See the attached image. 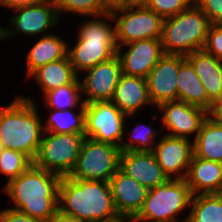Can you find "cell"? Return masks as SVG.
Listing matches in <instances>:
<instances>
[{
    "label": "cell",
    "instance_id": "obj_8",
    "mask_svg": "<svg viewBox=\"0 0 222 222\" xmlns=\"http://www.w3.org/2000/svg\"><path fill=\"white\" fill-rule=\"evenodd\" d=\"M117 46L143 39H161L163 18L137 2L110 12Z\"/></svg>",
    "mask_w": 222,
    "mask_h": 222
},
{
    "label": "cell",
    "instance_id": "obj_33",
    "mask_svg": "<svg viewBox=\"0 0 222 222\" xmlns=\"http://www.w3.org/2000/svg\"><path fill=\"white\" fill-rule=\"evenodd\" d=\"M203 50L222 61V23L210 25Z\"/></svg>",
    "mask_w": 222,
    "mask_h": 222
},
{
    "label": "cell",
    "instance_id": "obj_12",
    "mask_svg": "<svg viewBox=\"0 0 222 222\" xmlns=\"http://www.w3.org/2000/svg\"><path fill=\"white\" fill-rule=\"evenodd\" d=\"M157 109L161 115L157 113ZM154 113L151 120L157 121L156 118L159 117L162 131L165 129L164 134L192 140L196 138L203 121L208 117L205 109L179 100L160 104Z\"/></svg>",
    "mask_w": 222,
    "mask_h": 222
},
{
    "label": "cell",
    "instance_id": "obj_40",
    "mask_svg": "<svg viewBox=\"0 0 222 222\" xmlns=\"http://www.w3.org/2000/svg\"><path fill=\"white\" fill-rule=\"evenodd\" d=\"M91 222H131V220L125 216L117 214L115 216H111L104 219H98Z\"/></svg>",
    "mask_w": 222,
    "mask_h": 222
},
{
    "label": "cell",
    "instance_id": "obj_31",
    "mask_svg": "<svg viewBox=\"0 0 222 222\" xmlns=\"http://www.w3.org/2000/svg\"><path fill=\"white\" fill-rule=\"evenodd\" d=\"M58 15L73 14L82 17L98 16L107 13L101 6L99 0H53Z\"/></svg>",
    "mask_w": 222,
    "mask_h": 222
},
{
    "label": "cell",
    "instance_id": "obj_1",
    "mask_svg": "<svg viewBox=\"0 0 222 222\" xmlns=\"http://www.w3.org/2000/svg\"><path fill=\"white\" fill-rule=\"evenodd\" d=\"M61 176L33 164L0 189L10 198L11 209L31 218L46 221L58 209ZM2 190V191H1Z\"/></svg>",
    "mask_w": 222,
    "mask_h": 222
},
{
    "label": "cell",
    "instance_id": "obj_13",
    "mask_svg": "<svg viewBox=\"0 0 222 222\" xmlns=\"http://www.w3.org/2000/svg\"><path fill=\"white\" fill-rule=\"evenodd\" d=\"M79 75L82 98L85 104L96 101H111L122 74L117 55L101 62Z\"/></svg>",
    "mask_w": 222,
    "mask_h": 222
},
{
    "label": "cell",
    "instance_id": "obj_37",
    "mask_svg": "<svg viewBox=\"0 0 222 222\" xmlns=\"http://www.w3.org/2000/svg\"><path fill=\"white\" fill-rule=\"evenodd\" d=\"M102 8L110 13L116 9L123 8L128 4L136 2V0H99Z\"/></svg>",
    "mask_w": 222,
    "mask_h": 222
},
{
    "label": "cell",
    "instance_id": "obj_26",
    "mask_svg": "<svg viewBox=\"0 0 222 222\" xmlns=\"http://www.w3.org/2000/svg\"><path fill=\"white\" fill-rule=\"evenodd\" d=\"M69 110L46 109L47 115L42 119L43 131L60 134H85V108ZM50 110V111H49ZM46 121H44L45 119ZM45 123V124H44Z\"/></svg>",
    "mask_w": 222,
    "mask_h": 222
},
{
    "label": "cell",
    "instance_id": "obj_4",
    "mask_svg": "<svg viewBox=\"0 0 222 222\" xmlns=\"http://www.w3.org/2000/svg\"><path fill=\"white\" fill-rule=\"evenodd\" d=\"M59 209L83 222L115 216L109 182L61 177L58 196Z\"/></svg>",
    "mask_w": 222,
    "mask_h": 222
},
{
    "label": "cell",
    "instance_id": "obj_20",
    "mask_svg": "<svg viewBox=\"0 0 222 222\" xmlns=\"http://www.w3.org/2000/svg\"><path fill=\"white\" fill-rule=\"evenodd\" d=\"M185 181L192 195L222 193V163L193 155Z\"/></svg>",
    "mask_w": 222,
    "mask_h": 222
},
{
    "label": "cell",
    "instance_id": "obj_30",
    "mask_svg": "<svg viewBox=\"0 0 222 222\" xmlns=\"http://www.w3.org/2000/svg\"><path fill=\"white\" fill-rule=\"evenodd\" d=\"M32 164L33 161L22 152L5 148L0 153V175L6 177L5 184L25 172Z\"/></svg>",
    "mask_w": 222,
    "mask_h": 222
},
{
    "label": "cell",
    "instance_id": "obj_25",
    "mask_svg": "<svg viewBox=\"0 0 222 222\" xmlns=\"http://www.w3.org/2000/svg\"><path fill=\"white\" fill-rule=\"evenodd\" d=\"M194 156L222 163V125L207 117L193 140Z\"/></svg>",
    "mask_w": 222,
    "mask_h": 222
},
{
    "label": "cell",
    "instance_id": "obj_36",
    "mask_svg": "<svg viewBox=\"0 0 222 222\" xmlns=\"http://www.w3.org/2000/svg\"><path fill=\"white\" fill-rule=\"evenodd\" d=\"M44 0H0V6L4 9L14 10L41 3Z\"/></svg>",
    "mask_w": 222,
    "mask_h": 222
},
{
    "label": "cell",
    "instance_id": "obj_3",
    "mask_svg": "<svg viewBox=\"0 0 222 222\" xmlns=\"http://www.w3.org/2000/svg\"><path fill=\"white\" fill-rule=\"evenodd\" d=\"M83 18L85 20H81L82 22L78 24L79 29L76 31L77 39L76 41L74 39V46L68 41L67 52L78 76L87 69L109 60L116 55L118 50L115 24L110 13Z\"/></svg>",
    "mask_w": 222,
    "mask_h": 222
},
{
    "label": "cell",
    "instance_id": "obj_27",
    "mask_svg": "<svg viewBox=\"0 0 222 222\" xmlns=\"http://www.w3.org/2000/svg\"><path fill=\"white\" fill-rule=\"evenodd\" d=\"M185 216L184 222H222V193L192 195Z\"/></svg>",
    "mask_w": 222,
    "mask_h": 222
},
{
    "label": "cell",
    "instance_id": "obj_2",
    "mask_svg": "<svg viewBox=\"0 0 222 222\" xmlns=\"http://www.w3.org/2000/svg\"><path fill=\"white\" fill-rule=\"evenodd\" d=\"M7 104L0 108V140L4 148L22 152L33 161L43 134L38 103L20 94Z\"/></svg>",
    "mask_w": 222,
    "mask_h": 222
},
{
    "label": "cell",
    "instance_id": "obj_7",
    "mask_svg": "<svg viewBox=\"0 0 222 222\" xmlns=\"http://www.w3.org/2000/svg\"><path fill=\"white\" fill-rule=\"evenodd\" d=\"M85 134H60L43 131L33 165L58 174L69 176L78 160Z\"/></svg>",
    "mask_w": 222,
    "mask_h": 222
},
{
    "label": "cell",
    "instance_id": "obj_22",
    "mask_svg": "<svg viewBox=\"0 0 222 222\" xmlns=\"http://www.w3.org/2000/svg\"><path fill=\"white\" fill-rule=\"evenodd\" d=\"M185 58L205 87L208 98L212 102L222 99V61L204 50L195 51Z\"/></svg>",
    "mask_w": 222,
    "mask_h": 222
},
{
    "label": "cell",
    "instance_id": "obj_18",
    "mask_svg": "<svg viewBox=\"0 0 222 222\" xmlns=\"http://www.w3.org/2000/svg\"><path fill=\"white\" fill-rule=\"evenodd\" d=\"M109 183L116 212L132 220L141 210L149 190L120 169Z\"/></svg>",
    "mask_w": 222,
    "mask_h": 222
},
{
    "label": "cell",
    "instance_id": "obj_16",
    "mask_svg": "<svg viewBox=\"0 0 222 222\" xmlns=\"http://www.w3.org/2000/svg\"><path fill=\"white\" fill-rule=\"evenodd\" d=\"M116 55L122 73L146 78L164 52L160 39H143L118 46Z\"/></svg>",
    "mask_w": 222,
    "mask_h": 222
},
{
    "label": "cell",
    "instance_id": "obj_17",
    "mask_svg": "<svg viewBox=\"0 0 222 222\" xmlns=\"http://www.w3.org/2000/svg\"><path fill=\"white\" fill-rule=\"evenodd\" d=\"M119 169L148 190L168 180L152 151L121 152Z\"/></svg>",
    "mask_w": 222,
    "mask_h": 222
},
{
    "label": "cell",
    "instance_id": "obj_38",
    "mask_svg": "<svg viewBox=\"0 0 222 222\" xmlns=\"http://www.w3.org/2000/svg\"><path fill=\"white\" fill-rule=\"evenodd\" d=\"M208 117L215 123L222 125V99L212 103L211 109L208 111Z\"/></svg>",
    "mask_w": 222,
    "mask_h": 222
},
{
    "label": "cell",
    "instance_id": "obj_34",
    "mask_svg": "<svg viewBox=\"0 0 222 222\" xmlns=\"http://www.w3.org/2000/svg\"><path fill=\"white\" fill-rule=\"evenodd\" d=\"M212 24L222 23V0H194Z\"/></svg>",
    "mask_w": 222,
    "mask_h": 222
},
{
    "label": "cell",
    "instance_id": "obj_15",
    "mask_svg": "<svg viewBox=\"0 0 222 222\" xmlns=\"http://www.w3.org/2000/svg\"><path fill=\"white\" fill-rule=\"evenodd\" d=\"M152 152L168 179H185L194 155L193 140L162 134Z\"/></svg>",
    "mask_w": 222,
    "mask_h": 222
},
{
    "label": "cell",
    "instance_id": "obj_28",
    "mask_svg": "<svg viewBox=\"0 0 222 222\" xmlns=\"http://www.w3.org/2000/svg\"><path fill=\"white\" fill-rule=\"evenodd\" d=\"M134 116L136 117V115H127L124 126V137L129 135V137H127L129 140L126 141V138H123L120 145V151H153V148L157 142L156 140L161 138L159 134L160 132H163L161 127L160 129H155L153 128V124H150V122L148 124L145 122H138L137 125L134 123L135 126L132 129L130 127L127 128V125H129L127 120L129 121V118L134 120Z\"/></svg>",
    "mask_w": 222,
    "mask_h": 222
},
{
    "label": "cell",
    "instance_id": "obj_6",
    "mask_svg": "<svg viewBox=\"0 0 222 222\" xmlns=\"http://www.w3.org/2000/svg\"><path fill=\"white\" fill-rule=\"evenodd\" d=\"M191 197L185 179H168L148 191L141 210L131 222H184L178 218L190 208Z\"/></svg>",
    "mask_w": 222,
    "mask_h": 222
},
{
    "label": "cell",
    "instance_id": "obj_21",
    "mask_svg": "<svg viewBox=\"0 0 222 222\" xmlns=\"http://www.w3.org/2000/svg\"><path fill=\"white\" fill-rule=\"evenodd\" d=\"M39 38V39H38ZM36 42L25 53V76H29L40 66L67 57L68 40L62 38L60 33H51L45 36H38Z\"/></svg>",
    "mask_w": 222,
    "mask_h": 222
},
{
    "label": "cell",
    "instance_id": "obj_24",
    "mask_svg": "<svg viewBox=\"0 0 222 222\" xmlns=\"http://www.w3.org/2000/svg\"><path fill=\"white\" fill-rule=\"evenodd\" d=\"M176 83L179 101L201 107L206 111L211 109L213 102L208 98L205 87L187 60L180 65Z\"/></svg>",
    "mask_w": 222,
    "mask_h": 222
},
{
    "label": "cell",
    "instance_id": "obj_14",
    "mask_svg": "<svg viewBox=\"0 0 222 222\" xmlns=\"http://www.w3.org/2000/svg\"><path fill=\"white\" fill-rule=\"evenodd\" d=\"M185 56L164 54L146 77L148 95L154 108L178 101L177 76Z\"/></svg>",
    "mask_w": 222,
    "mask_h": 222
},
{
    "label": "cell",
    "instance_id": "obj_23",
    "mask_svg": "<svg viewBox=\"0 0 222 222\" xmlns=\"http://www.w3.org/2000/svg\"><path fill=\"white\" fill-rule=\"evenodd\" d=\"M77 77L78 75L67 56L40 66L26 78V81H36V85L39 86L38 90L40 89L42 95H44L46 92L60 86L71 84Z\"/></svg>",
    "mask_w": 222,
    "mask_h": 222
},
{
    "label": "cell",
    "instance_id": "obj_41",
    "mask_svg": "<svg viewBox=\"0 0 222 222\" xmlns=\"http://www.w3.org/2000/svg\"><path fill=\"white\" fill-rule=\"evenodd\" d=\"M4 145L2 144L1 140H0V153L4 150Z\"/></svg>",
    "mask_w": 222,
    "mask_h": 222
},
{
    "label": "cell",
    "instance_id": "obj_42",
    "mask_svg": "<svg viewBox=\"0 0 222 222\" xmlns=\"http://www.w3.org/2000/svg\"><path fill=\"white\" fill-rule=\"evenodd\" d=\"M147 0H136L137 3L144 4Z\"/></svg>",
    "mask_w": 222,
    "mask_h": 222
},
{
    "label": "cell",
    "instance_id": "obj_9",
    "mask_svg": "<svg viewBox=\"0 0 222 222\" xmlns=\"http://www.w3.org/2000/svg\"><path fill=\"white\" fill-rule=\"evenodd\" d=\"M6 27L0 26V41L25 35L29 37L45 36L58 29L60 17L53 0H44L41 3L12 10ZM15 14V15H14ZM54 31H53V29Z\"/></svg>",
    "mask_w": 222,
    "mask_h": 222
},
{
    "label": "cell",
    "instance_id": "obj_10",
    "mask_svg": "<svg viewBox=\"0 0 222 222\" xmlns=\"http://www.w3.org/2000/svg\"><path fill=\"white\" fill-rule=\"evenodd\" d=\"M120 147L85 138L73 171L68 177L109 182L119 169Z\"/></svg>",
    "mask_w": 222,
    "mask_h": 222
},
{
    "label": "cell",
    "instance_id": "obj_5",
    "mask_svg": "<svg viewBox=\"0 0 222 222\" xmlns=\"http://www.w3.org/2000/svg\"><path fill=\"white\" fill-rule=\"evenodd\" d=\"M211 24L194 3L177 15L165 18L160 39L164 54L187 56L203 50Z\"/></svg>",
    "mask_w": 222,
    "mask_h": 222
},
{
    "label": "cell",
    "instance_id": "obj_35",
    "mask_svg": "<svg viewBox=\"0 0 222 222\" xmlns=\"http://www.w3.org/2000/svg\"><path fill=\"white\" fill-rule=\"evenodd\" d=\"M0 222H44L39 219L31 218L28 215L13 210L10 207L0 210Z\"/></svg>",
    "mask_w": 222,
    "mask_h": 222
},
{
    "label": "cell",
    "instance_id": "obj_19",
    "mask_svg": "<svg viewBox=\"0 0 222 222\" xmlns=\"http://www.w3.org/2000/svg\"><path fill=\"white\" fill-rule=\"evenodd\" d=\"M111 102L126 115H139V112L151 106L146 78L121 74ZM142 109V110H141Z\"/></svg>",
    "mask_w": 222,
    "mask_h": 222
},
{
    "label": "cell",
    "instance_id": "obj_32",
    "mask_svg": "<svg viewBox=\"0 0 222 222\" xmlns=\"http://www.w3.org/2000/svg\"><path fill=\"white\" fill-rule=\"evenodd\" d=\"M192 3L194 0H147L144 4L165 19L177 15Z\"/></svg>",
    "mask_w": 222,
    "mask_h": 222
},
{
    "label": "cell",
    "instance_id": "obj_11",
    "mask_svg": "<svg viewBox=\"0 0 222 222\" xmlns=\"http://www.w3.org/2000/svg\"><path fill=\"white\" fill-rule=\"evenodd\" d=\"M126 118L111 101L85 104V138L120 147Z\"/></svg>",
    "mask_w": 222,
    "mask_h": 222
},
{
    "label": "cell",
    "instance_id": "obj_29",
    "mask_svg": "<svg viewBox=\"0 0 222 222\" xmlns=\"http://www.w3.org/2000/svg\"><path fill=\"white\" fill-rule=\"evenodd\" d=\"M44 109L69 110L85 108L80 81L77 77L71 84L60 86L43 95Z\"/></svg>",
    "mask_w": 222,
    "mask_h": 222
},
{
    "label": "cell",
    "instance_id": "obj_39",
    "mask_svg": "<svg viewBox=\"0 0 222 222\" xmlns=\"http://www.w3.org/2000/svg\"><path fill=\"white\" fill-rule=\"evenodd\" d=\"M45 222H83L76 217L63 213L58 209L51 217H49Z\"/></svg>",
    "mask_w": 222,
    "mask_h": 222
}]
</instances>
